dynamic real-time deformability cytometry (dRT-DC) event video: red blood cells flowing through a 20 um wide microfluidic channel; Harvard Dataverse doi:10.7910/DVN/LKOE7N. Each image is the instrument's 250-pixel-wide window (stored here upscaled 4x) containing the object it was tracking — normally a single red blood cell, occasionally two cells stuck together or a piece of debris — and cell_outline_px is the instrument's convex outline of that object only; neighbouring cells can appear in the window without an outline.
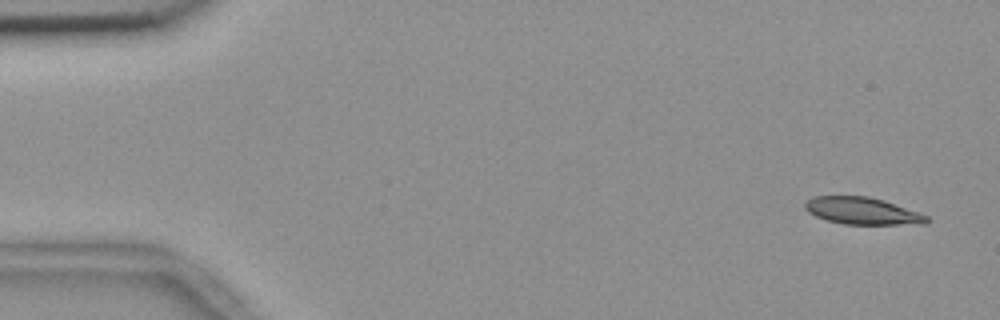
{"species": "common noctule bat (a hibernating species)", "species_latin": "Nyctalus noctula", "temperature_condition": "room temperature", "stored_images_in_passage": 14, "camera_frame_rate_fps": 3000, "um_per_image_px": 0.085, "animal": {"sex": "female", "body_mass_g": 18.4}, "frame": {"image": 1, "passage_image": 3, "time_ms": 0.667, "image_size_px": [1000, 320], "cell_outline_px": [[928, 220], [924, 224], [844, 224], [828, 220], [816, 216], [808, 212], [804, 208], [804, 204], [812, 196], [868, 196], [884, 200], [928, 216]], "centroid_in_image_um": [73.26, 17.92], "position_along_channel_um": 11.7, "area_um2": 19.02}}